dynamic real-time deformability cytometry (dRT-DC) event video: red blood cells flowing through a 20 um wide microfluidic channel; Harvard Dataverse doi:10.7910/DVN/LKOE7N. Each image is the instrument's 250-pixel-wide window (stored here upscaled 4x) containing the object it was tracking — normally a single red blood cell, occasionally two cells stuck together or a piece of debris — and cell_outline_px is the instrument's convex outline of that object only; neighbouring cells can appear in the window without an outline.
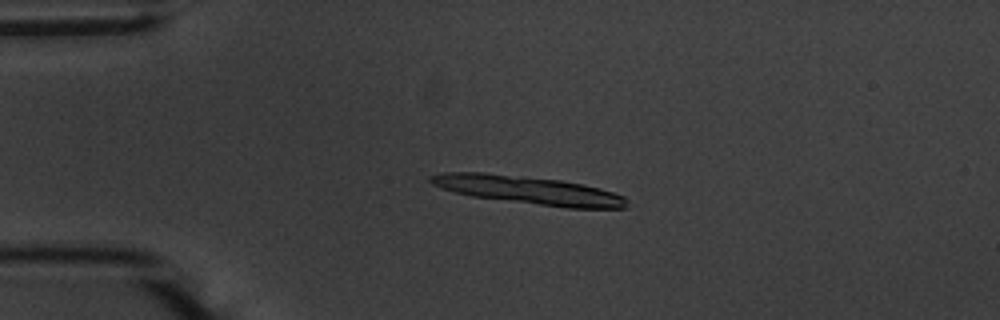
{"species": "common noctule bat (a hibernating species)", "species_latin": "Nyctalus noctula", "temperature_condition": "warm", "stored_images_in_passage": 20, "camera_frame_rate_fps": 3000, "um_per_image_px": 0.085, "animal": {"sex": "male", "body_mass_g": 20.1, "forearm_length_mm": 53.5}, "frame": {"image": 1, "passage_image": 12, "time_ms": 3.667, "image_size_px": [1000, 320], "cell_outline_px": [[628, 208], [568, 208], [472, 196], [456, 192], [432, 184], [428, 180], [428, 176], [444, 172], [484, 172], [560, 180], [584, 184], [600, 188], [624, 196], [628, 200]], "centroid_in_image_um": [44.96, 16.15], "position_along_channel_um": 40.0, "area_um2": 32.02}}